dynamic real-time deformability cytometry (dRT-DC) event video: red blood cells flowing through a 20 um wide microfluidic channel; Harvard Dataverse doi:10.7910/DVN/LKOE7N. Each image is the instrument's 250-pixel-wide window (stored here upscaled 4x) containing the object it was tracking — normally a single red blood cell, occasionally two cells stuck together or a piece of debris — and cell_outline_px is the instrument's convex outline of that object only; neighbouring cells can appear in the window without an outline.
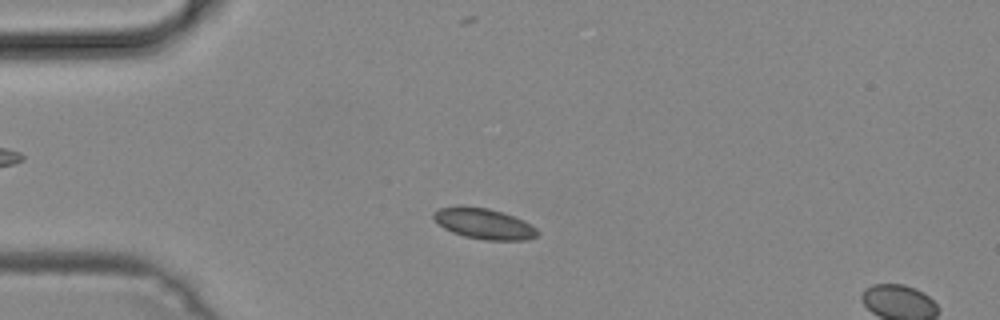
{"species": "common noctule bat (a hibernating species)", "species_latin": "Nyctalus noctula", "temperature_condition": "cold", "stored_images_in_passage": 12, "camera_frame_rate_fps": 3000, "um_per_image_px": 0.085, "animal": {"sex": "male", "body_mass_g": 19.2, "forearm_length_mm": 51.8}, "frame": {"image": 1, "passage_image": 9, "time_ms": 2.667, "image_size_px": [1000, 320], "cell_outline_px": [[540, 232], [536, 236], [528, 240], [484, 240], [464, 236], [452, 232], [444, 228], [432, 216], [432, 212], [440, 208], [460, 204], [488, 208], [504, 212], [524, 220], [536, 228]], "centroid_in_image_um": [41.13, 18.99], "position_along_channel_um": 43.9, "area_um2": 18.9}}